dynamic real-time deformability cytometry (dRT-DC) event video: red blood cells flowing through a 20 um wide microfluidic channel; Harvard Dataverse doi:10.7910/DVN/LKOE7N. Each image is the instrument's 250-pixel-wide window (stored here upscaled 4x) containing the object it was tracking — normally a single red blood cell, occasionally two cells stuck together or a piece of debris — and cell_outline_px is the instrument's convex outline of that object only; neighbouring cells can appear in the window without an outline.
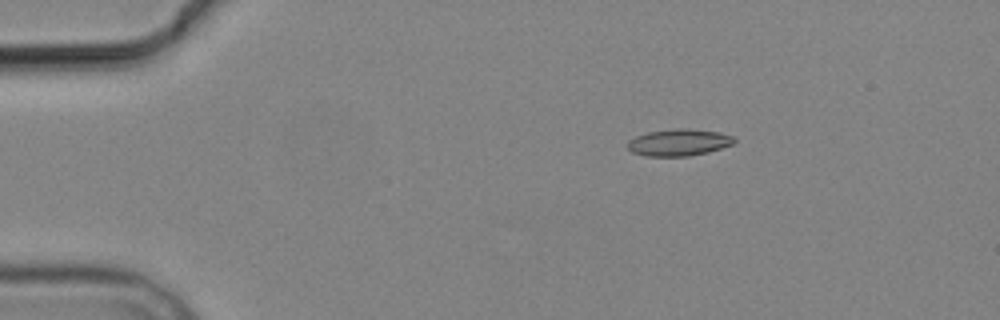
{"species": "common noctule bat (a hibernating species)", "species_latin": "Nyctalus noctula", "temperature_condition": "cold", "stored_images_in_passage": 4, "camera_frame_rate_fps": 3000, "um_per_image_px": 0.085, "animal": {"sex": "male", "body_mass_g": 19.2, "forearm_length_mm": 51.8}, "frame": {"image": 1, "passage_image": 2, "time_ms": 1.333, "image_size_px": [1000, 320], "cell_outline_px": [[736, 140], [732, 144], [708, 152], [688, 156], [644, 156], [632, 152], [628, 148], [628, 140], [636, 136], [648, 132], [676, 128], [680, 128], [720, 132], [732, 136]], "centroid_in_image_um": [57.67, 12.11], "position_along_channel_um": 27.3, "area_um2": 16.53}}